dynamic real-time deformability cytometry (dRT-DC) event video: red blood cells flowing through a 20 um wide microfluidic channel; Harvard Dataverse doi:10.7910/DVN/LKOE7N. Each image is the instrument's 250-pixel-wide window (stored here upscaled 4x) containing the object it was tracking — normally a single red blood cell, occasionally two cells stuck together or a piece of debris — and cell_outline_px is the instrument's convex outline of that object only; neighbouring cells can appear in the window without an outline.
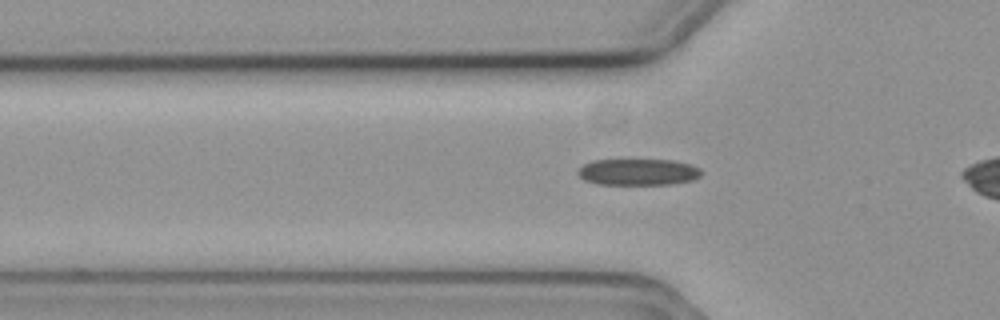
{"species": "common noctule bat (a hibernating species)", "species_latin": "Nyctalus noctula", "temperature_condition": "cold", "stored_images_in_passage": 31, "camera_frame_rate_fps": 3000, "um_per_image_px": 0.085, "animal": {"sex": "female", "body_mass_g": 19.3, "forearm_length_mm": 54.1}, "frame": {"image": 1, "passage_image": 4, "time_ms": 1.0, "image_size_px": [1000, 320], "cell_outline_px": [[704, 172], [700, 176], [692, 180], [668, 184], [600, 184], [584, 180], [576, 172], [584, 164], [592, 160], [672, 160], [692, 164], [700, 168]], "centroid_in_image_um": [54.27, 14.61], "position_along_channel_um": 71.5, "area_um2": 19.02}}
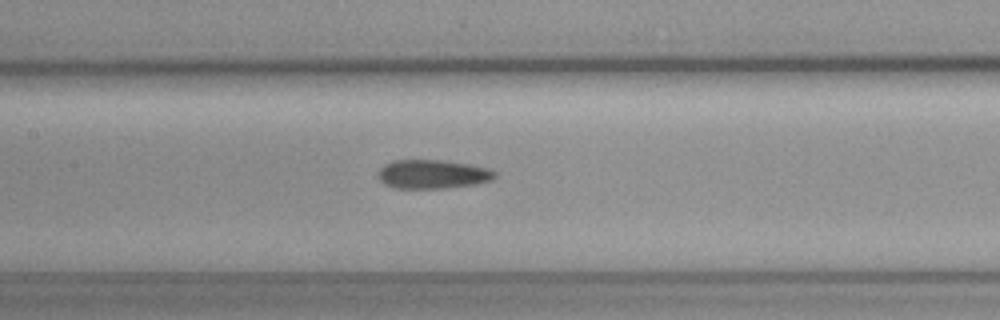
{"frame": {"image": 2, "passage_image": 12, "time_ms": 3.667, "image_size_px": [1000, 320], "cell_outline_px": [[496, 176], [488, 180], [476, 184], [444, 188], [396, 188], [384, 184], [380, 180], [380, 168], [384, 164], [392, 160], [444, 160], [468, 164], [488, 168], [496, 172]], "centroid_in_image_um": [36.76, 14.8], "position_along_channel_um": 170.6, "area_um2": 19.48}}
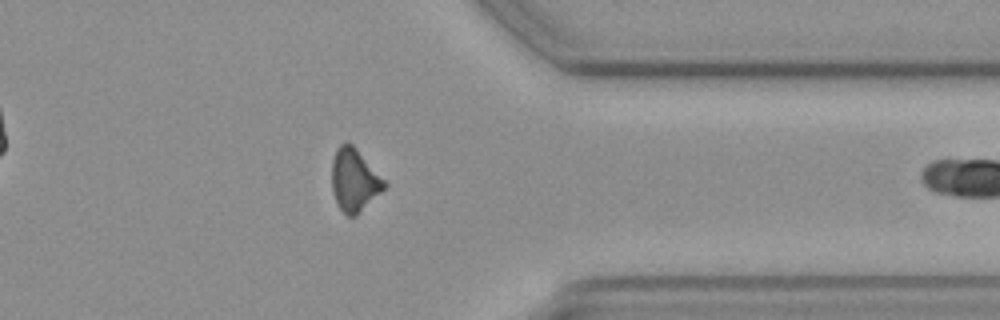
{"frame": {"image": 3, "passage_image": 30, "time_ms": 9.667, "image_size_px": [1000, 320], "cell_outline_px": [[388, 184], [356, 216], [348, 216], [340, 208], [336, 200], [332, 188], [332, 160], [336, 148], [340, 144], [348, 140], [356, 148]], "centroid_in_image_um": [30.1, 15.27], "position_along_channel_um": 381.3, "area_um2": 18.9}}